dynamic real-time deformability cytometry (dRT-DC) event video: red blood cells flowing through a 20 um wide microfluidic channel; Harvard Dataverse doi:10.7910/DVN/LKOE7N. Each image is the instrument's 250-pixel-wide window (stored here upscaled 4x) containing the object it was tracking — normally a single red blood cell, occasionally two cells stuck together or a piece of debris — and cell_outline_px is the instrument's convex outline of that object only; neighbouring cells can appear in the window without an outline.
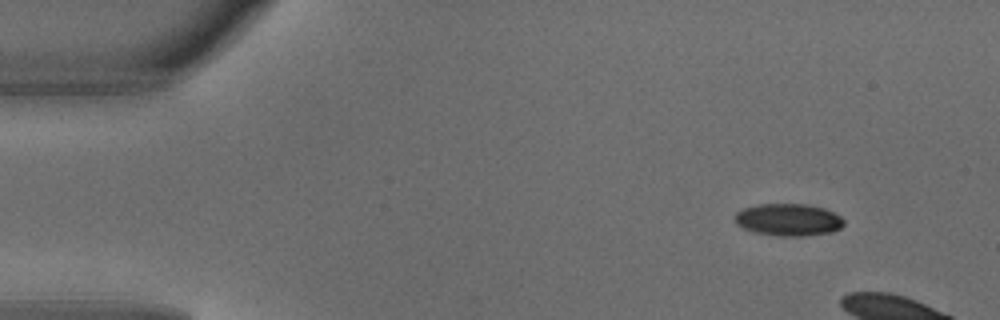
{"species": "common noctule bat (a hibernating species)", "species_latin": "Nyctalus noctula", "temperature_condition": "warm", "stored_images_in_passage": 3, "camera_frame_rate_fps": 3000, "um_per_image_px": 0.085, "animal": {"sex": "male", "body_mass_g": 18.8}, "frame": {"image": 1, "passage_image": 1, "time_ms": 0.0, "image_size_px": [1000, 320], "cell_outline_px": [[844, 224], [840, 228], [832, 232], [804, 236], [776, 236], [756, 232], [744, 228], [736, 224], [736, 212], [744, 208], [760, 204], [808, 204], [824, 208], [840, 216], [844, 220]], "centroid_in_image_um": [67.04, 18.68], "position_along_channel_um": 18.0, "area_um2": 20.4}}
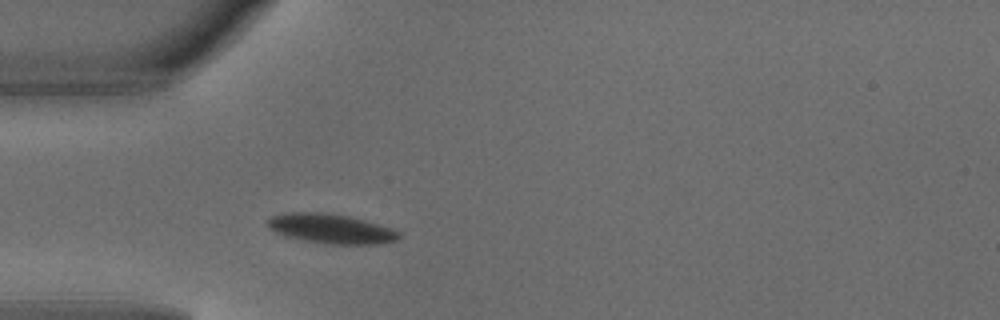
{"frame": {"image": 2, "passage_image": 3, "time_ms": 0.667, "image_size_px": [1000, 320], "cell_outline_px": [[400, 236], [396, 240], [380, 244], [328, 244], [304, 240], [288, 236], [276, 232], [268, 228], [268, 220], [272, 216], [284, 212], [324, 212], [348, 216], [364, 220], [392, 228], [400, 232]], "centroid_in_image_um": [28.14, 19.43], "position_along_channel_um": 56.9, "area_um2": 22.54}}